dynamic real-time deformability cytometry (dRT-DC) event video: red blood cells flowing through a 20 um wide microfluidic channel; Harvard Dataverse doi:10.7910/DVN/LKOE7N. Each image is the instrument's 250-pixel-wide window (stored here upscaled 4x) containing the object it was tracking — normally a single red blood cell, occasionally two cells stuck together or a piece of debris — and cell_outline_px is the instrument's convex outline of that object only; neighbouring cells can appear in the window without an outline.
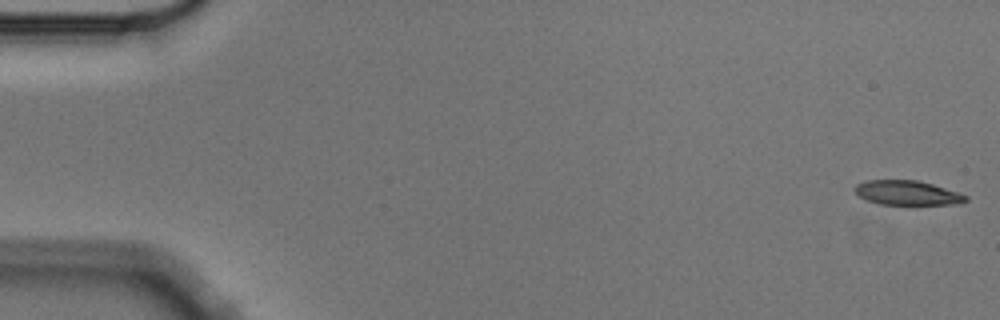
{"species": "Egyptian fruit bat (a non-hibernating species)", "species_latin": "Rousettus aegyptiacus", "temperature_condition": "cold", "stored_images_in_passage": 5, "camera_frame_rate_fps": 3000, "um_per_image_px": 0.085, "animal": {"sex": "male"}, "frame": {"image": 1, "passage_image": 1, "time_ms": 0.0, "image_size_px": [1000, 320], "cell_outline_px": [[968, 200], [960, 204], [880, 204], [868, 200], [860, 196], [852, 188], [856, 184], [868, 180], [916, 180], [932, 184], [968, 196]], "centroid_in_image_um": [77.11, 16.39], "position_along_channel_um": 7.9, "area_um2": 15.61}}
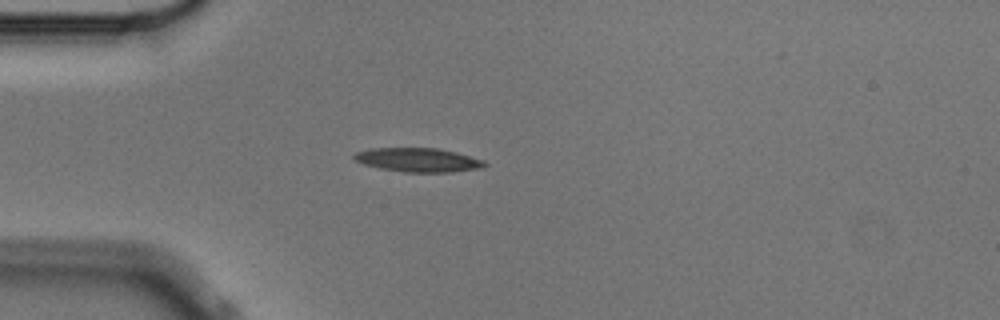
{"frame": {"image": 2, "passage_image": 4, "time_ms": 1.0, "image_size_px": [1000, 320], "cell_outline_px": [[488, 164], [480, 168], [452, 172], [404, 172], [380, 168], [364, 164], [356, 160], [352, 156], [356, 152], [368, 148], [436, 148], [456, 152], [484, 160]], "centroid_in_image_um": [35.54, 13.59], "position_along_channel_um": 49.5, "area_um2": 18.15}}